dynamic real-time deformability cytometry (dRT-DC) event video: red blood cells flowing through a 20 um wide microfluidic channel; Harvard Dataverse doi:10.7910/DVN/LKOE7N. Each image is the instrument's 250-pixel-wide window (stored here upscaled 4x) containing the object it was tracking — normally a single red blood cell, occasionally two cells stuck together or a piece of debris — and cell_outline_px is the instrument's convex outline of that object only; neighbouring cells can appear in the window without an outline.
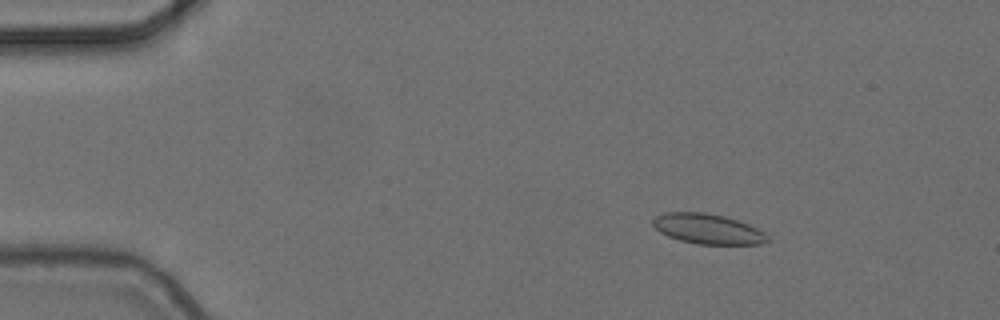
{"species": "common noctule bat (a hibernating species)", "species_latin": "Nyctalus noctula", "temperature_condition": "cold", "stored_images_in_passage": 6, "camera_frame_rate_fps": 3000, "um_per_image_px": 0.085, "animal": {"sex": "female", "body_mass_g": 24.6, "forearm_length_mm": 56.2}, "frame": {"image": 1, "passage_image": 3, "time_ms": 0.667, "image_size_px": [1000, 320], "cell_outline_px": [[768, 240], [764, 244], [696, 244], [680, 240], [668, 236], [660, 232], [652, 224], [652, 220], [656, 216], [668, 212], [704, 212], [724, 216], [748, 224], [764, 232], [768, 236]], "centroid_in_image_um": [60.15, 19.46], "position_along_channel_um": 24.8, "area_um2": 20.0}}
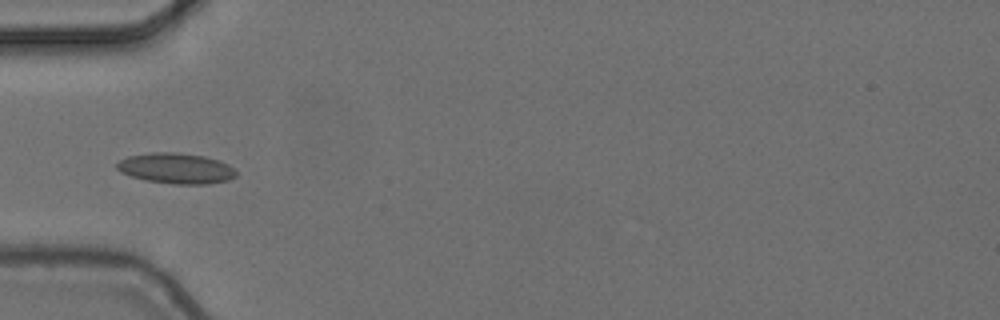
{"frame": {"image": 2, "passage_image": 6, "time_ms": 1.667, "image_size_px": [1000, 320], "cell_outline_px": [[236, 176], [228, 180], [208, 184], [172, 184], [148, 180], [132, 176], [120, 172], [116, 168], [116, 164], [120, 160], [128, 156], [152, 152], [172, 152], [204, 156], [220, 160], [228, 164], [236, 172]], "centroid_in_image_um": [14.97, 14.3], "position_along_channel_um": 70.0, "area_um2": 21.15}}